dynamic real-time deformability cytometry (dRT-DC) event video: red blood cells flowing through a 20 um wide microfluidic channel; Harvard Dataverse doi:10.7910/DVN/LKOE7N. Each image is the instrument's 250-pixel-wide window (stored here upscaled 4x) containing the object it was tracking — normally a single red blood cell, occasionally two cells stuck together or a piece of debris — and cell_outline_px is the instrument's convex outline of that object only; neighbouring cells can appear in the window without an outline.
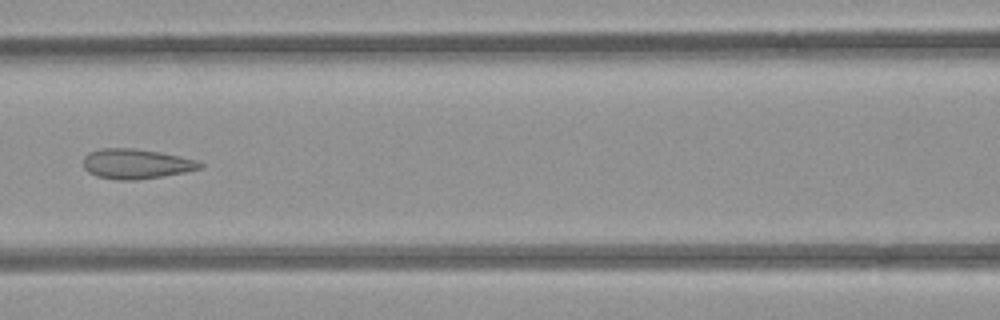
{"species": "common noctule bat (a hibernating species)", "species_latin": "Nyctalus noctula", "temperature_condition": "room temperature", "stored_images_in_passage": 8, "camera_frame_rate_fps": 3000, "um_per_image_px": 0.085, "animal": {"sex": "female", "body_mass_g": 21.9}, "frame": {"image": 1, "passage_image": 6, "time_ms": 6.0, "image_size_px": [1000, 320], "cell_outline_px": [[204, 168], [164, 176], [136, 180], [116, 180], [96, 176], [88, 172], [84, 168], [84, 156], [88, 152], [100, 148], [132, 148], [160, 152], [200, 160], [204, 164]], "centroid_in_image_um": [11.6, 13.93], "position_along_channel_um": 155.0, "area_um2": 20.63}}
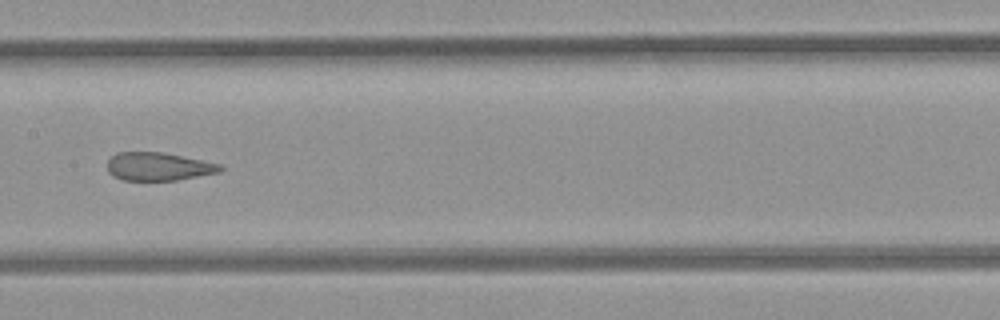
{"frame": {"image": 2, "passage_image": 7, "time_ms": 7.0, "image_size_px": [1000, 320], "cell_outline_px": [[224, 168], [220, 172], [176, 180], [124, 180], [112, 176], [108, 172], [108, 160], [116, 152], [160, 152], [220, 164]], "centroid_in_image_um": [13.43, 14.16], "position_along_channel_um": 194.0, "area_um2": 18.32}}
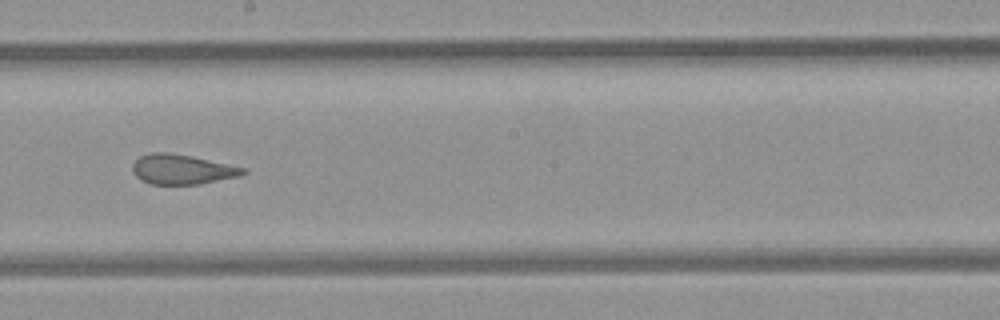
{"frame": {"image": 3, "passage_image": 8, "time_ms": 8.0, "image_size_px": [1000, 320], "cell_outline_px": [[248, 172], [240, 176], [200, 184], [152, 184], [140, 180], [132, 172], [132, 164], [140, 156], [152, 152], [168, 152], [192, 156], [244, 168]], "centroid_in_image_um": [15.45, 14.4], "position_along_channel_um": 232.8, "area_um2": 19.19}}